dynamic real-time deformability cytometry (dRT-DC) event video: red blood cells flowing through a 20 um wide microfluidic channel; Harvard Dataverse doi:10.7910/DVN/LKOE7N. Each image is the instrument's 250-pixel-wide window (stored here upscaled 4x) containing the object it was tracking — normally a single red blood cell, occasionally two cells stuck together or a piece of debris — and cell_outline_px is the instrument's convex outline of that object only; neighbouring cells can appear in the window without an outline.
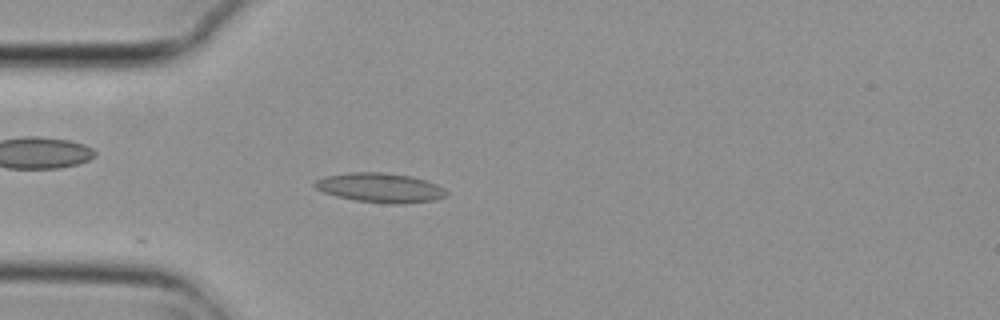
{"species": "common noctule bat (a hibernating species)", "species_latin": "Nyctalus noctula", "temperature_condition": "cold", "stored_images_in_passage": 5, "camera_frame_rate_fps": 3000, "um_per_image_px": 0.085, "animal": {"sex": "female", "body_mass_g": 29.2, "forearm_length_mm": 56.3}, "frame": {"image": 1, "passage_image": 5, "time_ms": 1.333, "image_size_px": [1000, 320], "cell_outline_px": [[448, 196], [432, 200], [404, 204], [396, 204], [356, 200], [336, 196], [324, 192], [316, 188], [312, 184], [316, 180], [324, 176], [348, 172], [384, 172], [412, 176], [436, 184], [444, 188], [448, 192]], "centroid_in_image_um": [32.32, 15.95], "position_along_channel_um": 52.7, "area_um2": 22.6}}